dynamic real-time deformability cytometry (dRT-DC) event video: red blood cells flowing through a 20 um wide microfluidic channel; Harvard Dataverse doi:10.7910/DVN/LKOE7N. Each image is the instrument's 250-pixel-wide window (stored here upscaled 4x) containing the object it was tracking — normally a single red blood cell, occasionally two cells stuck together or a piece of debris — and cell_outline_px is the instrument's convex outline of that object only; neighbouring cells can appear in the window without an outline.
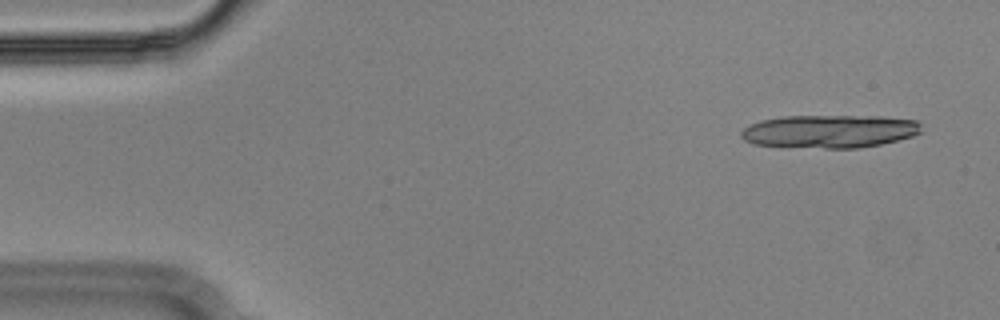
{"species": "Egyptian fruit bat (a non-hibernating species)", "species_latin": "Rousettus aegyptiacus", "temperature_condition": "cold", "stored_images_in_passage": 18, "camera_frame_rate_fps": 3000, "um_per_image_px": 0.085, "animal": {"sex": "male"}, "frame": {"image": 1, "passage_image": 3, "time_ms": 0.667, "image_size_px": [1000, 320], "cell_outline_px": [[920, 132], [912, 136], [880, 144], [860, 148], [824, 148], [752, 144], [744, 140], [740, 136], [740, 132], [748, 124], [760, 120], [784, 116], [880, 116], [916, 120], [920, 124]], "centroid_in_image_um": [70.47, 11.15], "position_along_channel_um": 14.5, "area_um2": 34.74}}